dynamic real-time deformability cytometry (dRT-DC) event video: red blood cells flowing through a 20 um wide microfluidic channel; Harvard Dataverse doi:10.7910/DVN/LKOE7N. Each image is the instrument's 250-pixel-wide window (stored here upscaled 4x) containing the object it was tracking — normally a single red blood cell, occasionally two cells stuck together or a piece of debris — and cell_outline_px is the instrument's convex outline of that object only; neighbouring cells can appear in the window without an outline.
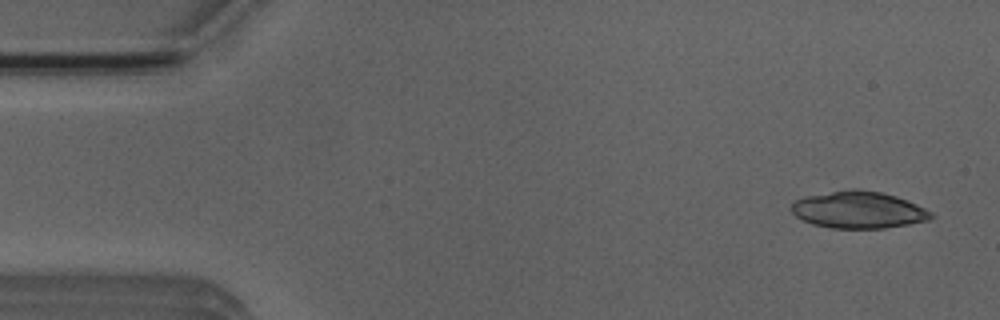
{"species": "Egyptian fruit bat (a non-hibernating species)", "species_latin": "Rousettus aegyptiacus", "temperature_condition": "room temperature", "stored_images_in_passage": 4, "camera_frame_rate_fps": 3000, "um_per_image_px": 0.085, "animal": {"sex": "male"}, "frame": {"image": 1, "passage_image": 1, "time_ms": 0.0, "image_size_px": [1000, 320], "cell_outline_px": [[936, 216], [928, 220], [908, 224], [884, 228], [832, 228], [812, 224], [800, 220], [788, 208], [796, 200], [804, 196], [852, 188], [856, 188], [880, 192], [896, 196], [908, 200], [932, 212]], "centroid_in_image_um": [72.95, 17.83], "position_along_channel_um": 12.1, "area_um2": 30.29}}
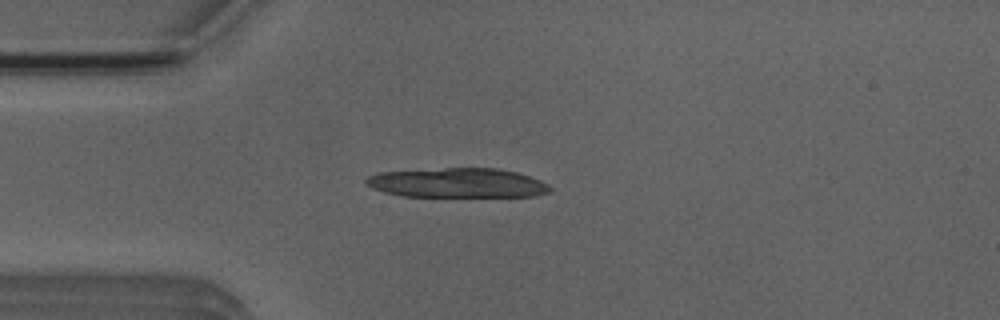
{"frame": {"image": 2, "passage_image": 4, "time_ms": 3.333, "image_size_px": [1000, 320], "cell_outline_px": [[552, 188], [548, 192], [536, 196], [404, 196], [384, 192], [372, 188], [364, 184], [364, 180], [368, 176], [380, 172], [444, 168], [500, 168], [516, 172], [540, 180], [548, 184]], "centroid_in_image_um": [38.87, 15.54], "position_along_channel_um": 46.1, "area_um2": 31.62}}